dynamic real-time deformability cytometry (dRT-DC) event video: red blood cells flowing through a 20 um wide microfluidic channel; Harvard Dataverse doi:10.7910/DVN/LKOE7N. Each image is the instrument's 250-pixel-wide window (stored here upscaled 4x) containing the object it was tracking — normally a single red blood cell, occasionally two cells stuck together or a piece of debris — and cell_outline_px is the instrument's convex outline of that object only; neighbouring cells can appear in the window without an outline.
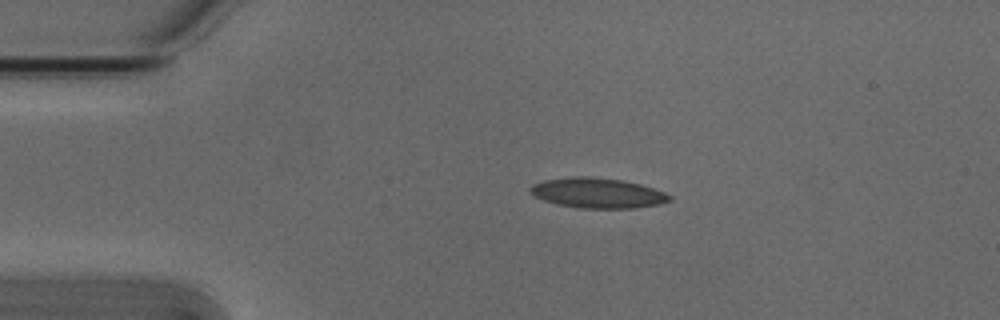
{"species": "Egyptian fruit bat (a non-hibernating species)", "species_latin": "Rousettus aegyptiacus", "temperature_condition": "cold", "stored_images_in_passage": 5, "camera_frame_rate_fps": 3000, "um_per_image_px": 0.085, "animal": {"sex": "male"}, "frame": {"image": 1, "passage_image": 3, "time_ms": 0.667, "image_size_px": [1000, 320], "cell_outline_px": [[672, 200], [660, 204], [632, 208], [576, 208], [544, 200], [536, 196], [528, 188], [532, 184], [544, 180], [576, 176], [584, 176], [620, 180], [640, 184], [664, 192], [672, 196]], "centroid_in_image_um": [50.81, 16.41], "position_along_channel_um": 34.2, "area_um2": 24.16}}
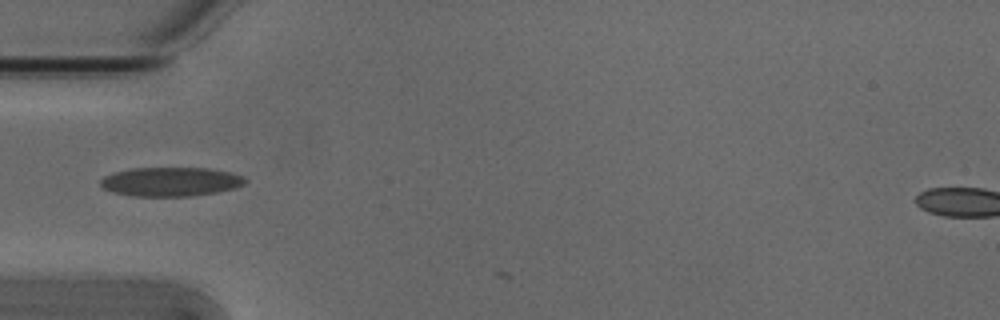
{"frame": {"image": 2, "passage_image": 4, "time_ms": 1.0, "image_size_px": [1000, 320], "cell_outline_px": [[248, 180], [244, 184], [236, 188], [216, 192], [192, 196], [132, 196], [112, 192], [104, 188], [100, 184], [100, 180], [104, 176], [116, 172], [132, 168], [208, 168], [232, 172], [244, 176]], "centroid_in_image_um": [14.55, 15.44], "position_along_channel_um": 70.5, "area_um2": 24.62}}